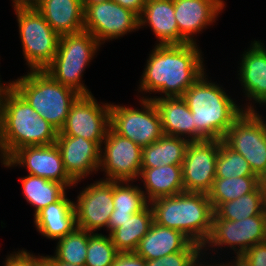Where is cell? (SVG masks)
Here are the masks:
<instances>
[{
    "label": "cell",
    "instance_id": "obj_1",
    "mask_svg": "<svg viewBox=\"0 0 266 266\" xmlns=\"http://www.w3.org/2000/svg\"><path fill=\"white\" fill-rule=\"evenodd\" d=\"M198 46L193 43L155 45L139 82L140 93L182 96L206 70Z\"/></svg>",
    "mask_w": 266,
    "mask_h": 266
},
{
    "label": "cell",
    "instance_id": "obj_2",
    "mask_svg": "<svg viewBox=\"0 0 266 266\" xmlns=\"http://www.w3.org/2000/svg\"><path fill=\"white\" fill-rule=\"evenodd\" d=\"M206 71L182 98L190 109L196 128V141L222 140L235 119L244 111H255L252 102L236 104L225 88L206 78ZM252 105V106H251Z\"/></svg>",
    "mask_w": 266,
    "mask_h": 266
},
{
    "label": "cell",
    "instance_id": "obj_3",
    "mask_svg": "<svg viewBox=\"0 0 266 266\" xmlns=\"http://www.w3.org/2000/svg\"><path fill=\"white\" fill-rule=\"evenodd\" d=\"M1 102V161L25 146L56 143L59 131L43 119L10 84L2 92Z\"/></svg>",
    "mask_w": 266,
    "mask_h": 266
},
{
    "label": "cell",
    "instance_id": "obj_4",
    "mask_svg": "<svg viewBox=\"0 0 266 266\" xmlns=\"http://www.w3.org/2000/svg\"><path fill=\"white\" fill-rule=\"evenodd\" d=\"M154 222L184 233L201 246L207 241L214 215L208 194L182 192L152 200Z\"/></svg>",
    "mask_w": 266,
    "mask_h": 266
},
{
    "label": "cell",
    "instance_id": "obj_5",
    "mask_svg": "<svg viewBox=\"0 0 266 266\" xmlns=\"http://www.w3.org/2000/svg\"><path fill=\"white\" fill-rule=\"evenodd\" d=\"M9 84L58 131L64 127L70 107L80 95L45 70H30Z\"/></svg>",
    "mask_w": 266,
    "mask_h": 266
},
{
    "label": "cell",
    "instance_id": "obj_6",
    "mask_svg": "<svg viewBox=\"0 0 266 266\" xmlns=\"http://www.w3.org/2000/svg\"><path fill=\"white\" fill-rule=\"evenodd\" d=\"M100 46L97 39L86 31L60 36L58 51L45 71L80 95L92 94L82 77Z\"/></svg>",
    "mask_w": 266,
    "mask_h": 266
},
{
    "label": "cell",
    "instance_id": "obj_7",
    "mask_svg": "<svg viewBox=\"0 0 266 266\" xmlns=\"http://www.w3.org/2000/svg\"><path fill=\"white\" fill-rule=\"evenodd\" d=\"M15 11L26 65L30 70H45L58 51L60 36L37 9Z\"/></svg>",
    "mask_w": 266,
    "mask_h": 266
},
{
    "label": "cell",
    "instance_id": "obj_8",
    "mask_svg": "<svg viewBox=\"0 0 266 266\" xmlns=\"http://www.w3.org/2000/svg\"><path fill=\"white\" fill-rule=\"evenodd\" d=\"M222 141L248 162L251 170L266 182V121L255 111H243Z\"/></svg>",
    "mask_w": 266,
    "mask_h": 266
},
{
    "label": "cell",
    "instance_id": "obj_9",
    "mask_svg": "<svg viewBox=\"0 0 266 266\" xmlns=\"http://www.w3.org/2000/svg\"><path fill=\"white\" fill-rule=\"evenodd\" d=\"M141 109L110 105V128L141 148L156 142L163 135L161 118L151 99L139 98Z\"/></svg>",
    "mask_w": 266,
    "mask_h": 266
},
{
    "label": "cell",
    "instance_id": "obj_10",
    "mask_svg": "<svg viewBox=\"0 0 266 266\" xmlns=\"http://www.w3.org/2000/svg\"><path fill=\"white\" fill-rule=\"evenodd\" d=\"M266 241V214L231 221L212 217V229L202 252L215 251L218 247H230L235 255L244 254L257 243ZM226 245V246H225ZM210 249H209V248ZM214 248V251L213 249Z\"/></svg>",
    "mask_w": 266,
    "mask_h": 266
},
{
    "label": "cell",
    "instance_id": "obj_11",
    "mask_svg": "<svg viewBox=\"0 0 266 266\" xmlns=\"http://www.w3.org/2000/svg\"><path fill=\"white\" fill-rule=\"evenodd\" d=\"M102 147L99 170L106 174L104 180L135 182L139 179L142 165L140 146L109 127Z\"/></svg>",
    "mask_w": 266,
    "mask_h": 266
},
{
    "label": "cell",
    "instance_id": "obj_12",
    "mask_svg": "<svg viewBox=\"0 0 266 266\" xmlns=\"http://www.w3.org/2000/svg\"><path fill=\"white\" fill-rule=\"evenodd\" d=\"M83 6L84 31L91 33L100 45L140 29L139 16L112 0Z\"/></svg>",
    "mask_w": 266,
    "mask_h": 266
},
{
    "label": "cell",
    "instance_id": "obj_13",
    "mask_svg": "<svg viewBox=\"0 0 266 266\" xmlns=\"http://www.w3.org/2000/svg\"><path fill=\"white\" fill-rule=\"evenodd\" d=\"M101 104L92 94L79 95L72 103L66 123L58 135L83 137L101 148L110 127L111 103Z\"/></svg>",
    "mask_w": 266,
    "mask_h": 266
},
{
    "label": "cell",
    "instance_id": "obj_14",
    "mask_svg": "<svg viewBox=\"0 0 266 266\" xmlns=\"http://www.w3.org/2000/svg\"><path fill=\"white\" fill-rule=\"evenodd\" d=\"M220 140L190 142L182 162L185 192L208 194L216 178V162Z\"/></svg>",
    "mask_w": 266,
    "mask_h": 266
},
{
    "label": "cell",
    "instance_id": "obj_15",
    "mask_svg": "<svg viewBox=\"0 0 266 266\" xmlns=\"http://www.w3.org/2000/svg\"><path fill=\"white\" fill-rule=\"evenodd\" d=\"M76 227L95 233L108 226L114 210L113 181L103 178L80 191L74 202Z\"/></svg>",
    "mask_w": 266,
    "mask_h": 266
},
{
    "label": "cell",
    "instance_id": "obj_16",
    "mask_svg": "<svg viewBox=\"0 0 266 266\" xmlns=\"http://www.w3.org/2000/svg\"><path fill=\"white\" fill-rule=\"evenodd\" d=\"M1 163L6 168L23 166L30 175L62 183L69 189L78 184L66 173L60 150L56 144L19 148Z\"/></svg>",
    "mask_w": 266,
    "mask_h": 266
},
{
    "label": "cell",
    "instance_id": "obj_17",
    "mask_svg": "<svg viewBox=\"0 0 266 266\" xmlns=\"http://www.w3.org/2000/svg\"><path fill=\"white\" fill-rule=\"evenodd\" d=\"M55 144L60 150L64 169L74 182H81L92 172H98L101 148L94 141L58 135Z\"/></svg>",
    "mask_w": 266,
    "mask_h": 266
},
{
    "label": "cell",
    "instance_id": "obj_18",
    "mask_svg": "<svg viewBox=\"0 0 266 266\" xmlns=\"http://www.w3.org/2000/svg\"><path fill=\"white\" fill-rule=\"evenodd\" d=\"M174 14L180 35L196 44L194 35L216 22L226 2L224 0H173Z\"/></svg>",
    "mask_w": 266,
    "mask_h": 266
},
{
    "label": "cell",
    "instance_id": "obj_19",
    "mask_svg": "<svg viewBox=\"0 0 266 266\" xmlns=\"http://www.w3.org/2000/svg\"><path fill=\"white\" fill-rule=\"evenodd\" d=\"M239 81L245 93L246 101L253 100L261 106L266 105V47L254 40L241 55ZM255 100V101H254Z\"/></svg>",
    "mask_w": 266,
    "mask_h": 266
},
{
    "label": "cell",
    "instance_id": "obj_20",
    "mask_svg": "<svg viewBox=\"0 0 266 266\" xmlns=\"http://www.w3.org/2000/svg\"><path fill=\"white\" fill-rule=\"evenodd\" d=\"M180 251H202V246L178 230L153 222L135 252L149 261Z\"/></svg>",
    "mask_w": 266,
    "mask_h": 266
},
{
    "label": "cell",
    "instance_id": "obj_21",
    "mask_svg": "<svg viewBox=\"0 0 266 266\" xmlns=\"http://www.w3.org/2000/svg\"><path fill=\"white\" fill-rule=\"evenodd\" d=\"M148 26L158 39L157 45H179L188 42L180 35L173 0H147L139 16V28Z\"/></svg>",
    "mask_w": 266,
    "mask_h": 266
},
{
    "label": "cell",
    "instance_id": "obj_22",
    "mask_svg": "<svg viewBox=\"0 0 266 266\" xmlns=\"http://www.w3.org/2000/svg\"><path fill=\"white\" fill-rule=\"evenodd\" d=\"M157 97L145 95L141 99H151L154 102L161 118L163 134L186 138L190 142L196 141L193 115L182 96Z\"/></svg>",
    "mask_w": 266,
    "mask_h": 266
},
{
    "label": "cell",
    "instance_id": "obj_23",
    "mask_svg": "<svg viewBox=\"0 0 266 266\" xmlns=\"http://www.w3.org/2000/svg\"><path fill=\"white\" fill-rule=\"evenodd\" d=\"M37 10L59 36L84 31L82 0H41Z\"/></svg>",
    "mask_w": 266,
    "mask_h": 266
},
{
    "label": "cell",
    "instance_id": "obj_24",
    "mask_svg": "<svg viewBox=\"0 0 266 266\" xmlns=\"http://www.w3.org/2000/svg\"><path fill=\"white\" fill-rule=\"evenodd\" d=\"M66 195L34 216L37 231L47 239L58 240L76 228L74 202Z\"/></svg>",
    "mask_w": 266,
    "mask_h": 266
},
{
    "label": "cell",
    "instance_id": "obj_25",
    "mask_svg": "<svg viewBox=\"0 0 266 266\" xmlns=\"http://www.w3.org/2000/svg\"><path fill=\"white\" fill-rule=\"evenodd\" d=\"M139 178L144 184L146 200L177 195L185 192L182 180V165H166L155 168H141Z\"/></svg>",
    "mask_w": 266,
    "mask_h": 266
},
{
    "label": "cell",
    "instance_id": "obj_26",
    "mask_svg": "<svg viewBox=\"0 0 266 266\" xmlns=\"http://www.w3.org/2000/svg\"><path fill=\"white\" fill-rule=\"evenodd\" d=\"M189 143L186 138L163 134L158 141L142 148L141 168L182 165Z\"/></svg>",
    "mask_w": 266,
    "mask_h": 266
},
{
    "label": "cell",
    "instance_id": "obj_27",
    "mask_svg": "<svg viewBox=\"0 0 266 266\" xmlns=\"http://www.w3.org/2000/svg\"><path fill=\"white\" fill-rule=\"evenodd\" d=\"M217 219L237 221L259 214H266V182L253 192L219 204L214 210Z\"/></svg>",
    "mask_w": 266,
    "mask_h": 266
},
{
    "label": "cell",
    "instance_id": "obj_28",
    "mask_svg": "<svg viewBox=\"0 0 266 266\" xmlns=\"http://www.w3.org/2000/svg\"><path fill=\"white\" fill-rule=\"evenodd\" d=\"M153 222V210L148 204L110 234L114 246L119 252H135Z\"/></svg>",
    "mask_w": 266,
    "mask_h": 266
},
{
    "label": "cell",
    "instance_id": "obj_29",
    "mask_svg": "<svg viewBox=\"0 0 266 266\" xmlns=\"http://www.w3.org/2000/svg\"><path fill=\"white\" fill-rule=\"evenodd\" d=\"M19 179L27 203L35 208L33 216L49 204L61 199L66 194V189H68L62 183L30 174Z\"/></svg>",
    "mask_w": 266,
    "mask_h": 266
},
{
    "label": "cell",
    "instance_id": "obj_30",
    "mask_svg": "<svg viewBox=\"0 0 266 266\" xmlns=\"http://www.w3.org/2000/svg\"><path fill=\"white\" fill-rule=\"evenodd\" d=\"M262 182L258 176L215 178L208 193L213 210L221 203L253 192Z\"/></svg>",
    "mask_w": 266,
    "mask_h": 266
},
{
    "label": "cell",
    "instance_id": "obj_31",
    "mask_svg": "<svg viewBox=\"0 0 266 266\" xmlns=\"http://www.w3.org/2000/svg\"><path fill=\"white\" fill-rule=\"evenodd\" d=\"M91 234V232L76 227L70 234L57 240L58 242L53 256L58 261L75 265L85 264L88 237Z\"/></svg>",
    "mask_w": 266,
    "mask_h": 266
},
{
    "label": "cell",
    "instance_id": "obj_32",
    "mask_svg": "<svg viewBox=\"0 0 266 266\" xmlns=\"http://www.w3.org/2000/svg\"><path fill=\"white\" fill-rule=\"evenodd\" d=\"M129 181H113V212H140L149 202L143 188ZM130 184V185H129Z\"/></svg>",
    "mask_w": 266,
    "mask_h": 266
},
{
    "label": "cell",
    "instance_id": "obj_33",
    "mask_svg": "<svg viewBox=\"0 0 266 266\" xmlns=\"http://www.w3.org/2000/svg\"><path fill=\"white\" fill-rule=\"evenodd\" d=\"M216 178L257 176L251 170L247 160L238 152L220 140L216 162Z\"/></svg>",
    "mask_w": 266,
    "mask_h": 266
},
{
    "label": "cell",
    "instance_id": "obj_34",
    "mask_svg": "<svg viewBox=\"0 0 266 266\" xmlns=\"http://www.w3.org/2000/svg\"><path fill=\"white\" fill-rule=\"evenodd\" d=\"M118 253L109 234L92 233L88 237L85 264L87 266H111Z\"/></svg>",
    "mask_w": 266,
    "mask_h": 266
},
{
    "label": "cell",
    "instance_id": "obj_35",
    "mask_svg": "<svg viewBox=\"0 0 266 266\" xmlns=\"http://www.w3.org/2000/svg\"><path fill=\"white\" fill-rule=\"evenodd\" d=\"M202 251H180L146 261V266H194Z\"/></svg>",
    "mask_w": 266,
    "mask_h": 266
},
{
    "label": "cell",
    "instance_id": "obj_36",
    "mask_svg": "<svg viewBox=\"0 0 266 266\" xmlns=\"http://www.w3.org/2000/svg\"><path fill=\"white\" fill-rule=\"evenodd\" d=\"M3 266H35V255L27 250H18L8 254Z\"/></svg>",
    "mask_w": 266,
    "mask_h": 266
},
{
    "label": "cell",
    "instance_id": "obj_37",
    "mask_svg": "<svg viewBox=\"0 0 266 266\" xmlns=\"http://www.w3.org/2000/svg\"><path fill=\"white\" fill-rule=\"evenodd\" d=\"M243 255L252 266H266V241L253 245Z\"/></svg>",
    "mask_w": 266,
    "mask_h": 266
},
{
    "label": "cell",
    "instance_id": "obj_38",
    "mask_svg": "<svg viewBox=\"0 0 266 266\" xmlns=\"http://www.w3.org/2000/svg\"><path fill=\"white\" fill-rule=\"evenodd\" d=\"M111 266H146V260L136 252H119Z\"/></svg>",
    "mask_w": 266,
    "mask_h": 266
},
{
    "label": "cell",
    "instance_id": "obj_39",
    "mask_svg": "<svg viewBox=\"0 0 266 266\" xmlns=\"http://www.w3.org/2000/svg\"><path fill=\"white\" fill-rule=\"evenodd\" d=\"M138 212H112L107 231H109V235L118 227L122 226V223L126 222L128 219L132 217L133 214Z\"/></svg>",
    "mask_w": 266,
    "mask_h": 266
},
{
    "label": "cell",
    "instance_id": "obj_40",
    "mask_svg": "<svg viewBox=\"0 0 266 266\" xmlns=\"http://www.w3.org/2000/svg\"><path fill=\"white\" fill-rule=\"evenodd\" d=\"M120 6L132 10L138 16L143 12L147 0H112Z\"/></svg>",
    "mask_w": 266,
    "mask_h": 266
},
{
    "label": "cell",
    "instance_id": "obj_41",
    "mask_svg": "<svg viewBox=\"0 0 266 266\" xmlns=\"http://www.w3.org/2000/svg\"><path fill=\"white\" fill-rule=\"evenodd\" d=\"M14 11L18 9H37L41 0H12Z\"/></svg>",
    "mask_w": 266,
    "mask_h": 266
},
{
    "label": "cell",
    "instance_id": "obj_42",
    "mask_svg": "<svg viewBox=\"0 0 266 266\" xmlns=\"http://www.w3.org/2000/svg\"><path fill=\"white\" fill-rule=\"evenodd\" d=\"M235 260L223 263V266H252L243 254L233 256Z\"/></svg>",
    "mask_w": 266,
    "mask_h": 266
},
{
    "label": "cell",
    "instance_id": "obj_43",
    "mask_svg": "<svg viewBox=\"0 0 266 266\" xmlns=\"http://www.w3.org/2000/svg\"><path fill=\"white\" fill-rule=\"evenodd\" d=\"M35 266H54V263L44 255H35Z\"/></svg>",
    "mask_w": 266,
    "mask_h": 266
},
{
    "label": "cell",
    "instance_id": "obj_44",
    "mask_svg": "<svg viewBox=\"0 0 266 266\" xmlns=\"http://www.w3.org/2000/svg\"><path fill=\"white\" fill-rule=\"evenodd\" d=\"M47 257L54 263V266H87L86 264L75 265L64 261H58L53 255H48Z\"/></svg>",
    "mask_w": 266,
    "mask_h": 266
},
{
    "label": "cell",
    "instance_id": "obj_45",
    "mask_svg": "<svg viewBox=\"0 0 266 266\" xmlns=\"http://www.w3.org/2000/svg\"><path fill=\"white\" fill-rule=\"evenodd\" d=\"M204 254H206L205 252L204 253H202V255L195 261V264H194V266H223V264L222 263H220V264H216V262H215V264L213 263V265H209V262L207 263V262H205V261H203V256H204ZM200 260H202V262L200 261ZM199 261H200V263H199ZM206 264H205V263ZM204 263V264H203ZM208 264V265H207Z\"/></svg>",
    "mask_w": 266,
    "mask_h": 266
},
{
    "label": "cell",
    "instance_id": "obj_46",
    "mask_svg": "<svg viewBox=\"0 0 266 266\" xmlns=\"http://www.w3.org/2000/svg\"><path fill=\"white\" fill-rule=\"evenodd\" d=\"M109 0H82L83 4H97L100 2H105Z\"/></svg>",
    "mask_w": 266,
    "mask_h": 266
},
{
    "label": "cell",
    "instance_id": "obj_47",
    "mask_svg": "<svg viewBox=\"0 0 266 266\" xmlns=\"http://www.w3.org/2000/svg\"><path fill=\"white\" fill-rule=\"evenodd\" d=\"M1 135H2V102L0 99V140H1Z\"/></svg>",
    "mask_w": 266,
    "mask_h": 266
},
{
    "label": "cell",
    "instance_id": "obj_48",
    "mask_svg": "<svg viewBox=\"0 0 266 266\" xmlns=\"http://www.w3.org/2000/svg\"><path fill=\"white\" fill-rule=\"evenodd\" d=\"M1 78H0V99H1V95H2V92L4 91V89L9 85V83H1Z\"/></svg>",
    "mask_w": 266,
    "mask_h": 266
}]
</instances>
